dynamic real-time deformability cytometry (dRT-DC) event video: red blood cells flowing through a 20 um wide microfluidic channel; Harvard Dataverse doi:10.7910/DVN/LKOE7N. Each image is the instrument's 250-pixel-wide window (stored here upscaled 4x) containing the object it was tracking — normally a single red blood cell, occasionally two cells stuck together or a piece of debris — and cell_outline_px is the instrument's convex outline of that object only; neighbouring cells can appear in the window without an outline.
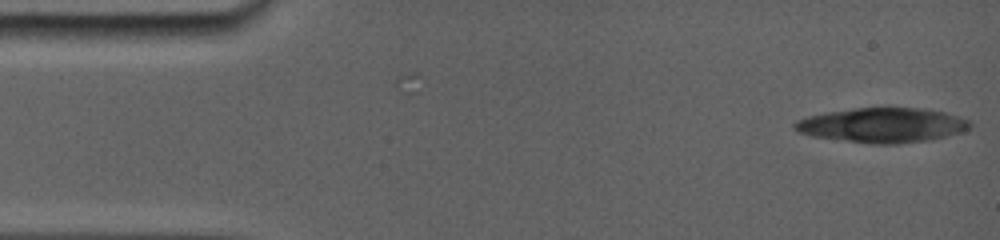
{"species": "common noctule bat (a hibernating species)", "species_latin": "Nyctalus noctula", "temperature_condition": "room temperature", "stored_images_in_passage": 11, "camera_frame_rate_fps": 5000, "um_per_image_px": 0.085, "animal": {"sex": "female", "body_mass_g": 19.0, "forearm_length_mm": 56.7}, "frame": {"image": 1, "passage_image": 11, "time_ms": 2.2, "image_size_px": [1000, 240], "cell_outline_px": [[968, 128], [956, 132], [940, 136], [916, 140], [852, 140], [820, 136], [800, 132], [796, 128], [796, 124], [800, 120], [812, 116], [832, 112], [856, 108], [916, 108], [940, 112], [968, 120]], "centroid_in_image_um": [74.99, 10.56], "position_along_channel_um": 10.0, "area_um2": 31.79}}